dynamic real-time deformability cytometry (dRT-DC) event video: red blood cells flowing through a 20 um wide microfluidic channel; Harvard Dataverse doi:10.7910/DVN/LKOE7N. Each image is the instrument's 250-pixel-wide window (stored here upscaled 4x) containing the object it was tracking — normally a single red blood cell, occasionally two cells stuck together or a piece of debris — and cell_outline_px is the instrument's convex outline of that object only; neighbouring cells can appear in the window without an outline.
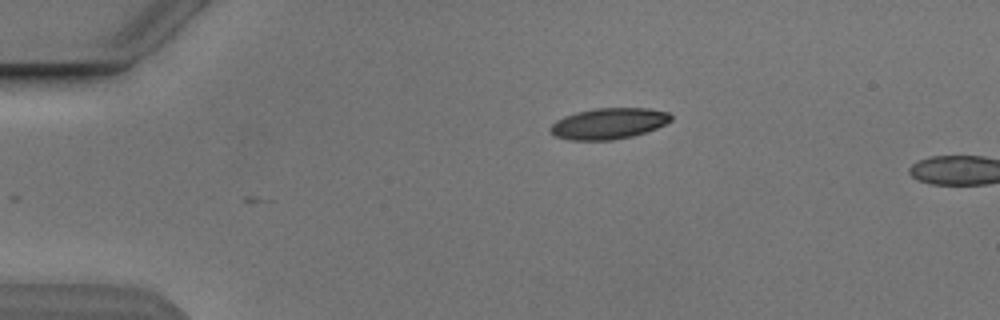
{"species": "Egyptian fruit bat (a non-hibernating species)", "species_latin": "Rousettus aegyptiacus", "temperature_condition": "cold", "stored_images_in_passage": 2, "camera_frame_rate_fps": 3000, "um_per_image_px": 0.085, "animal": {"sex": "male"}, "frame": {"image": 1, "passage_image": 2, "time_ms": 1.333, "image_size_px": [1000, 320], "cell_outline_px": [[672, 120], [656, 128], [632, 136], [612, 140], [572, 140], [552, 136], [548, 128], [556, 120], [564, 116], [576, 112], [596, 108], [648, 108], [668, 112], [672, 116]], "centroid_in_image_um": [51.69, 10.5], "position_along_channel_um": 33.3, "area_um2": 21.85}}